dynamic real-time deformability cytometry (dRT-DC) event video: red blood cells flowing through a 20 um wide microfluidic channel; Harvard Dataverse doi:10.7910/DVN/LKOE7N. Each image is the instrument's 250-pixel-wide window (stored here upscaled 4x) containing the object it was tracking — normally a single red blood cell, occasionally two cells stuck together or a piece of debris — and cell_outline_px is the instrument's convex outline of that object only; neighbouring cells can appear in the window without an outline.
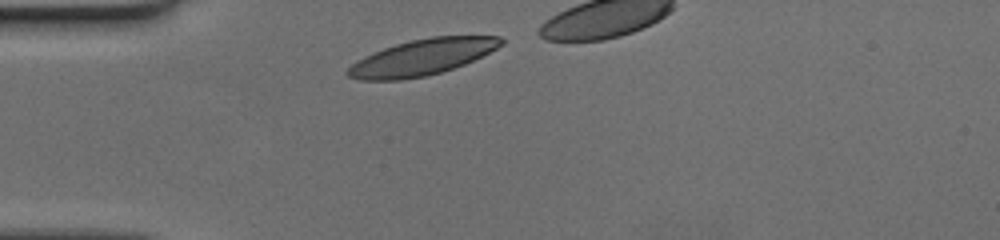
{"species": "human", "species_latin": "Homo sapiens", "temperature_condition": "cold", "stored_images_in_passage": 10, "camera_frame_rate_fps": 3000, "um_per_image_px": 0.085, "donor": {"sex": "female"}, "frame": {"image": 1, "passage_image": 1, "time_ms": 0.0, "image_size_px": [1000, 240], "cell_outline_px": [[504, 44], [464, 64], [440, 72], [424, 76], [400, 80], [356, 80], [348, 76], [344, 72], [356, 60], [364, 56], [384, 48], [396, 44], [412, 40], [432, 36], [500, 36], [504, 40]], "centroid_in_image_um": [35.83, 4.87], "position_along_channel_um": 49.2, "area_um2": 31.85}}
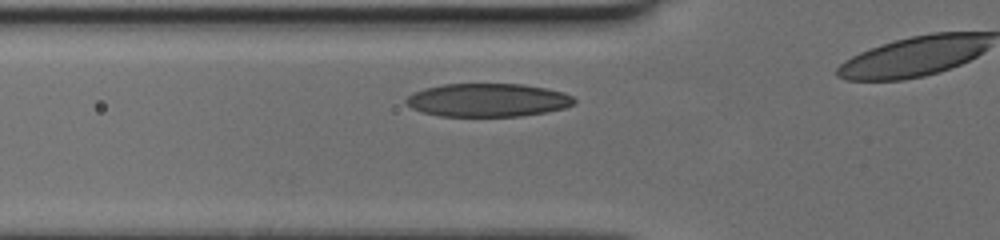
{"frame": {"image": 2, "passage_image": 5, "time_ms": 1.333, "image_size_px": [1000, 240], "cell_outline_px": [[576, 100], [572, 104], [564, 108], [544, 112], [520, 116], [440, 116], [420, 112], [404, 104], [404, 100], [412, 92], [424, 88], [444, 84], [524, 84], [548, 88], [564, 92], [572, 96]], "centroid_in_image_um": [41.41, 8.5], "position_along_channel_um": 84.4, "area_um2": 32.83}}
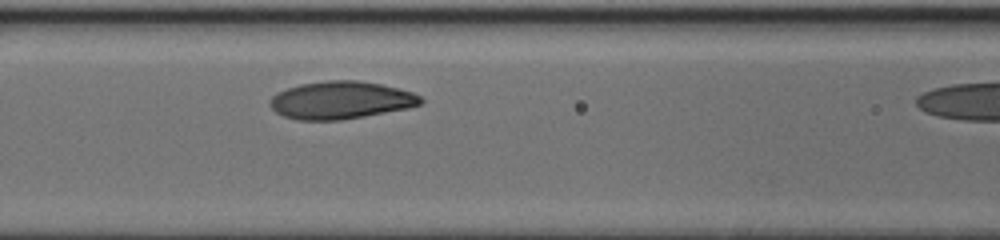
{"frame": {"image": 3, "passage_image": 9, "time_ms": 2.667, "image_size_px": [1000, 240], "cell_outline_px": [[424, 100], [420, 104], [408, 108], [364, 116], [340, 120], [296, 120], [284, 116], [276, 112], [268, 104], [268, 100], [276, 92], [300, 84], [328, 80], [360, 80], [380, 84], [412, 92], [420, 96]], "centroid_in_image_um": [28.93, 8.51], "position_along_channel_um": 137.7, "area_um2": 33.06}}